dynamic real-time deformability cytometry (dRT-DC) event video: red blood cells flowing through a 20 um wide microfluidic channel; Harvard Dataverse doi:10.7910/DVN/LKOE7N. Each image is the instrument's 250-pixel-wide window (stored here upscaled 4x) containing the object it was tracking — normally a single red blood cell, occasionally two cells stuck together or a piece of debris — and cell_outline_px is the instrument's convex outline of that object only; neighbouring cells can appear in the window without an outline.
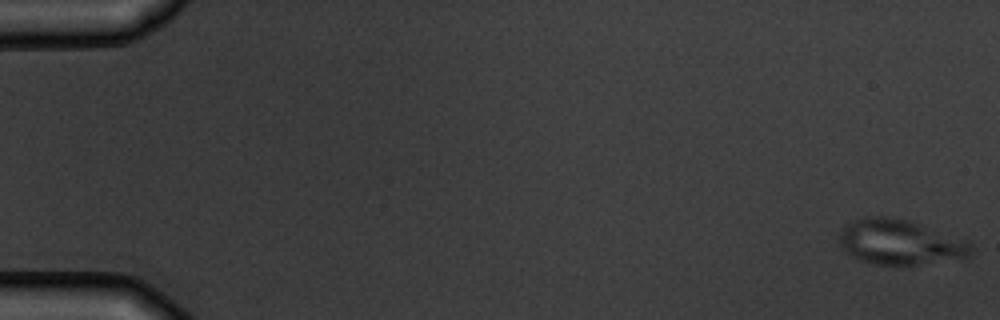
{"species": "common noctule bat (a hibernating species)", "species_latin": "Nyctalus noctula", "temperature_condition": "warm", "stored_images_in_passage": 4, "camera_frame_rate_fps": 3000, "um_per_image_px": 0.085, "animal": {"sex": "male", "body_mass_g": 19.5, "forearm_length_mm": 54.6}, "frame": {"image": 1, "passage_image": 1, "time_ms": 0.0, "image_size_px": [1000, 320], "cell_outline_px": [[972, 256], [964, 260], [916, 264], [876, 264], [860, 260], [852, 256], [840, 244], [840, 232], [844, 224], [864, 216], [888, 216], [908, 220], [968, 240], [972, 244]], "centroid_in_image_um": [76.57, 20.58], "position_along_channel_um": 8.4, "area_um2": 34.91}}